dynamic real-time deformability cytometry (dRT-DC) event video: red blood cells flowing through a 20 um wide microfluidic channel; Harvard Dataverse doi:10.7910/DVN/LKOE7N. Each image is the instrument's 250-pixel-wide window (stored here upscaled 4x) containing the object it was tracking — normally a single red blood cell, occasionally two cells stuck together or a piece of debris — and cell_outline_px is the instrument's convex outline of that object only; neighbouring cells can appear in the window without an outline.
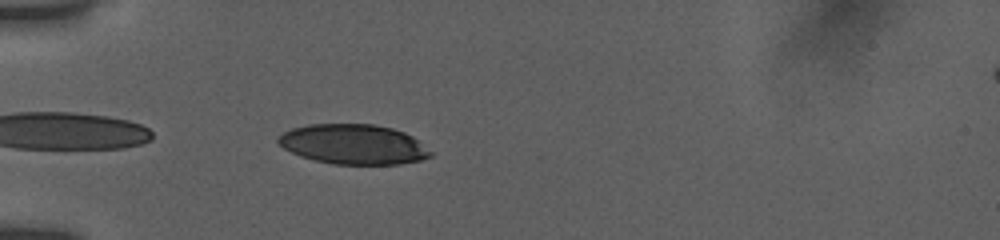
{"species": "human", "species_latin": "Homo sapiens", "temperature_condition": "room temperature", "stored_images_in_passage": 44, "camera_frame_rate_fps": 3000, "um_per_image_px": 0.085, "donor": {"sex": "female"}, "frame": {"image": 1, "passage_image": 2, "time_ms": 0.333, "image_size_px": [1000, 240], "cell_outline_px": [[432, 156], [420, 160], [400, 164], [332, 164], [300, 156], [284, 148], [276, 140], [284, 132], [292, 128], [308, 124], [372, 124], [392, 128], [404, 132], [412, 136], [432, 152]], "centroid_in_image_um": [30.05, 12.26], "position_along_channel_um": 55.0, "area_um2": 35.26}}
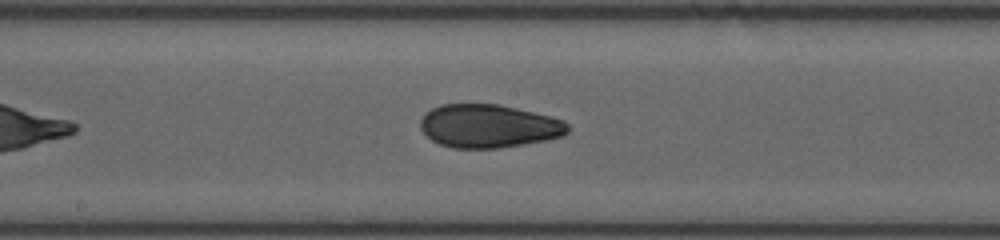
{"frame": {"image": 2, "passage_image": 16, "time_ms": 4.667, "image_size_px": [1000, 240], "cell_outline_px": [[572, 128], [568, 132], [560, 136], [548, 140], [500, 148], [452, 148], [440, 144], [432, 140], [420, 128], [420, 120], [432, 108], [440, 104], [500, 104], [564, 120]], "centroid_in_image_um": [41.55, 10.72], "position_along_channel_um": 206.6, "area_um2": 37.17}}
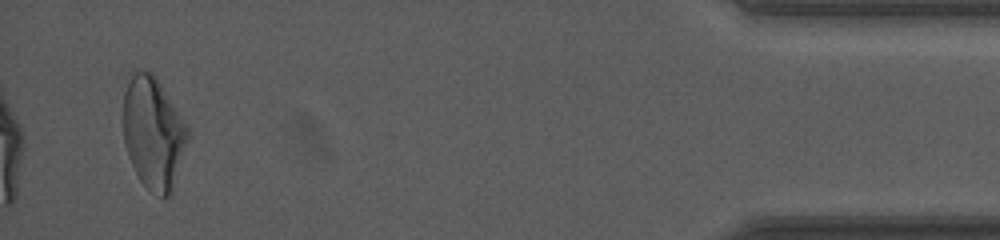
{"frame": {"image": 3, "passage_image": 44, "time_ms": 12.0, "image_size_px": [1000, 240], "cell_outline_px": [[188, 140], [172, 196], [160, 196], [148, 188], [140, 180], [128, 156], [124, 144], [120, 120], [124, 92], [128, 72], [152, 72], [156, 76], [188, 124]], "centroid_in_image_um": [13.0, 11.25], "position_along_channel_um": 422.2, "area_um2": 43.23}, "authors_computed_cell_mechanics": {"area_um2": 37.3099, "velocity_mm_per_s": 3.8619, "shape_relaxation_time_tau1_ms": 5.1416, "shape_relaxation_time_tau2_ms": 2.0292, "deformation_change_tau1": 0.1513, "deformation_change_tau2": 0.0754}}